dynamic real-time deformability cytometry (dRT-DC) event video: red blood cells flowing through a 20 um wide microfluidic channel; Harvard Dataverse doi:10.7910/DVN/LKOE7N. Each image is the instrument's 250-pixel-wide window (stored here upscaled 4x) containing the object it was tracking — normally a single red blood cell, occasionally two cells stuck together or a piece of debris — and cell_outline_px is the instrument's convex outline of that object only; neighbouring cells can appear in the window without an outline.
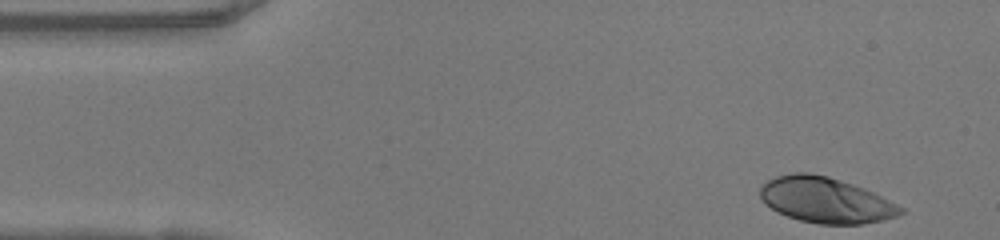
{"species": "human", "species_latin": "Homo sapiens", "temperature_condition": "warm", "stored_images_in_passage": 37, "camera_frame_rate_fps": 3000, "um_per_image_px": 0.085, "donor": {"sex": "female"}, "frame": {"image": 1, "passage_image": 1, "time_ms": 0.0, "image_size_px": [1000, 240], "cell_outline_px": [[904, 212], [896, 216], [880, 220], [860, 224], [820, 224], [800, 220], [776, 212], [764, 204], [760, 196], [760, 188], [768, 180], [776, 176], [792, 172], [812, 172], [828, 176], [864, 188], [904, 208]], "centroid_in_image_um": [70.13, 17.0], "position_along_channel_um": 14.9, "area_um2": 37.17}}
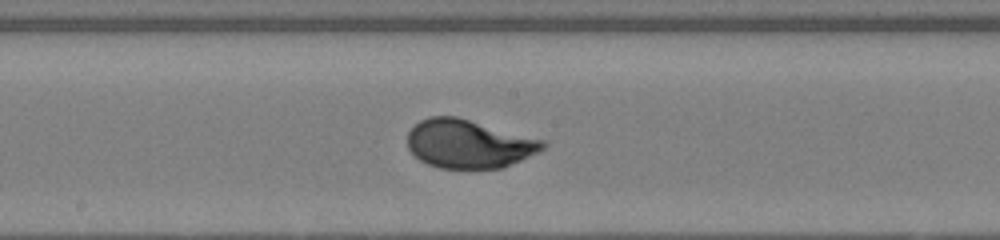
{"frame": {"image": 2, "passage_image": 22, "time_ms": 7.0, "image_size_px": [1000, 240], "cell_outline_px": [[548, 144], [544, 148], [504, 168], [440, 168], [428, 164], [420, 160], [408, 148], [408, 132], [420, 120], [428, 116], [456, 116], [544, 140]], "centroid_in_image_um": [39.83, 12.22], "position_along_channel_um": 208.4, "area_um2": 37.97}}
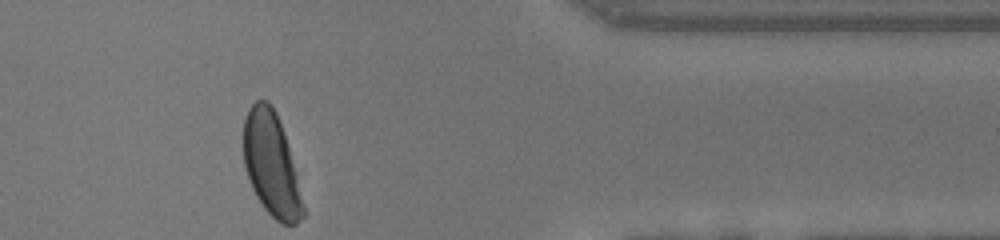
{"frame": {"image": 3, "passage_image": 37, "time_ms": 12.0, "image_size_px": [1000, 240], "cell_outline_px": [[304, 216], [296, 224], [280, 224], [264, 208], [256, 196], [252, 188], [244, 168], [244, 120], [248, 108], [256, 100], [268, 100], [272, 104], [276, 112], [284, 132], [304, 208]], "centroid_in_image_um": [23.03, 13.96], "position_along_channel_um": 388.4, "area_um2": 35.43}, "authors_computed_cell_mechanics": {"area_um2": 37.9746, "velocity_mm_per_s": 4.1159, "shape_relaxation_time_tau1_ms": 3.113, "shape_relaxation_time_tau2_ms": null, "deformation_change_tau1": 0.1945, "deformation_change_tau2": null}}